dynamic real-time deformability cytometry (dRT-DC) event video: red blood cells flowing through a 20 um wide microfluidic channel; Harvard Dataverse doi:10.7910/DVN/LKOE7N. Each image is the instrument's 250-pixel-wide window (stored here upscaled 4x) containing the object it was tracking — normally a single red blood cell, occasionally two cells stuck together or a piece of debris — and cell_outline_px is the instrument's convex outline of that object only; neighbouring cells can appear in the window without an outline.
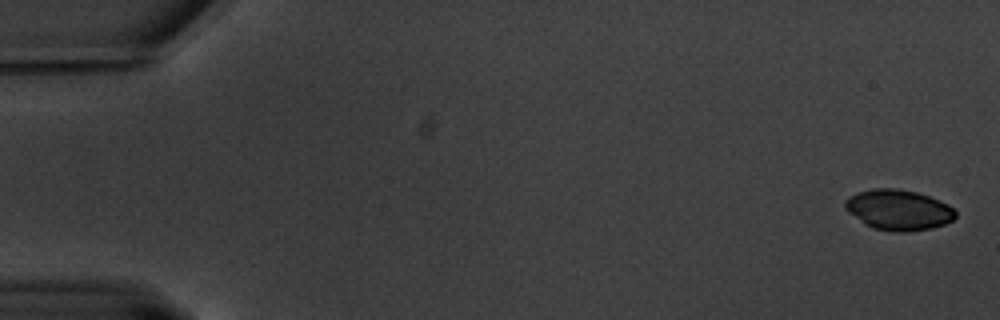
{"species": "common noctule bat (a hibernating species)", "species_latin": "Nyctalus noctula", "temperature_condition": "warm", "stored_images_in_passage": 62, "camera_frame_rate_fps": 3000, "um_per_image_px": 0.085, "animal": {"sex": "male", "body_mass_g": 20.1, "forearm_length_mm": 53.5}, "frame": {"image": 1, "passage_image": 2, "time_ms": 0.333, "image_size_px": [1000, 320], "cell_outline_px": [[956, 216], [952, 220], [944, 224], [932, 228], [908, 232], [892, 232], [872, 228], [864, 224], [848, 212], [844, 208], [844, 200], [848, 196], [860, 192], [876, 188], [896, 188], [916, 192], [928, 196], [948, 204], [956, 212]], "centroid_in_image_um": [76.34, 17.85], "position_along_channel_um": 8.7, "area_um2": 26.13}}
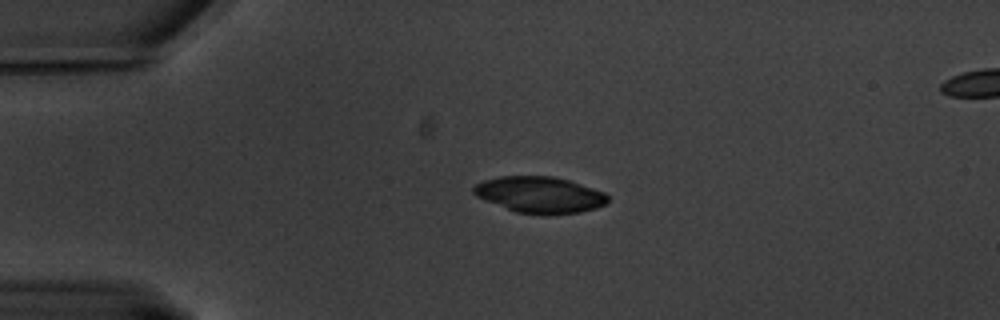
{"frame": {"image": 2, "passage_image": 15, "time_ms": 4.667, "image_size_px": [1000, 320], "cell_outline_px": [[608, 200], [604, 204], [596, 208], [580, 212], [516, 212], [476, 196], [472, 192], [472, 188], [476, 184], [484, 180], [500, 176], [552, 176], [568, 180], [604, 192], [608, 196]], "centroid_in_image_um": [45.85, 16.51], "position_along_channel_um": 39.2, "area_um2": 27.46}}
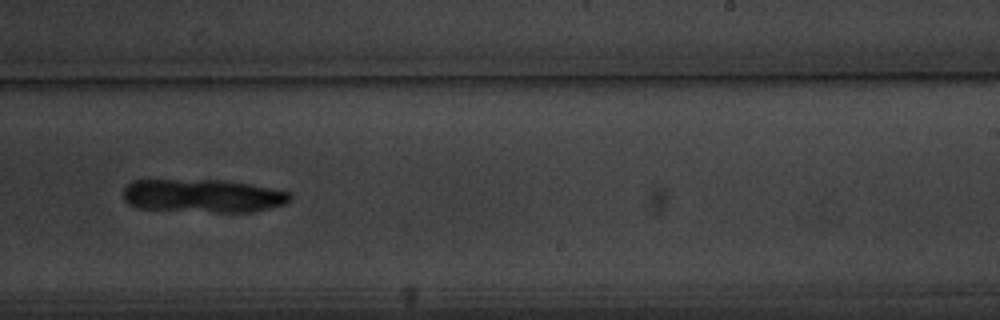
{"frame": {"image": 3, "passage_image": 39, "time_ms": 12.667, "image_size_px": [1000, 320], "cell_outline_px": [[292, 196], [284, 204], [252, 212], [216, 212], [136, 208], [128, 204], [124, 200], [124, 188], [132, 180], [224, 180], [252, 184], [288, 192]], "centroid_in_image_um": [17.21, 16.64], "position_along_channel_um": 271.8, "area_um2": 32.31}}